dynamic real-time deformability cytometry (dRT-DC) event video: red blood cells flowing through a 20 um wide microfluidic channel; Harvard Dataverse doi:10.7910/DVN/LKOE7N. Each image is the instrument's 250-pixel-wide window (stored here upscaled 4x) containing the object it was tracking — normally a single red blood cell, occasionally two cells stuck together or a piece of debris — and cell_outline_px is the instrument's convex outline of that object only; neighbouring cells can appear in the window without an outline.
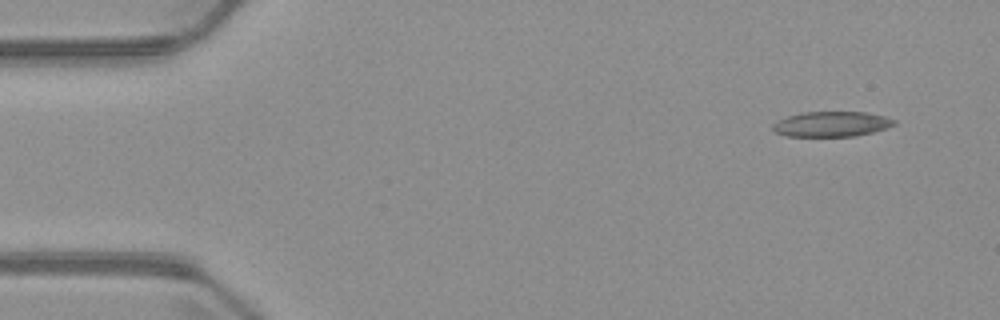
{"species": "common noctule bat (a hibernating species)", "species_latin": "Nyctalus noctula", "temperature_condition": "warm", "stored_images_in_passage": 4, "camera_frame_rate_fps": 3000, "um_per_image_px": 0.085, "animal": {"sex": "male", "body_mass_g": 23.1, "forearm_length_mm": 52.7}, "frame": {"image": 1, "passage_image": 1, "time_ms": 0.0, "image_size_px": [1000, 320], "cell_outline_px": [[896, 124], [888, 128], [856, 136], [784, 136], [776, 132], [772, 128], [772, 124], [776, 120], [800, 112], [864, 112], [884, 116], [896, 120]], "centroid_in_image_um": [70.67, 10.54], "position_along_channel_um": 14.3, "area_um2": 17.92}}
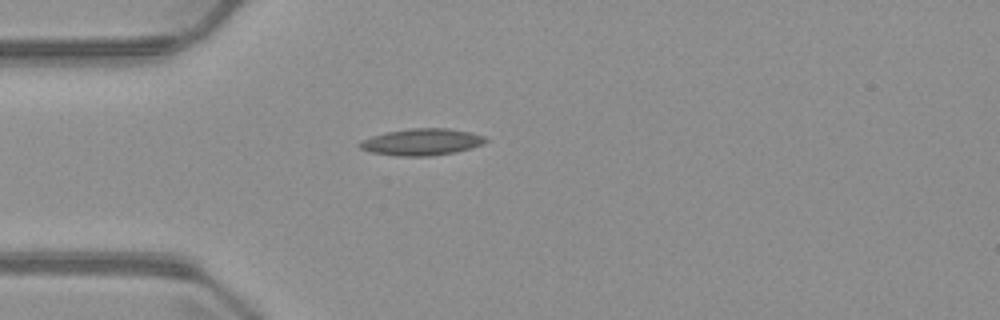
{"frame": {"image": 2, "passage_image": 4, "time_ms": 3.333, "image_size_px": [1000, 320], "cell_outline_px": [[488, 140], [484, 144], [456, 152], [432, 156], [396, 156], [372, 152], [360, 148], [360, 140], [372, 136], [388, 132], [408, 128], [448, 128], [472, 132], [484, 136]], "centroid_in_image_um": [35.88, 12.06], "position_along_channel_um": 49.1, "area_um2": 19.65}}